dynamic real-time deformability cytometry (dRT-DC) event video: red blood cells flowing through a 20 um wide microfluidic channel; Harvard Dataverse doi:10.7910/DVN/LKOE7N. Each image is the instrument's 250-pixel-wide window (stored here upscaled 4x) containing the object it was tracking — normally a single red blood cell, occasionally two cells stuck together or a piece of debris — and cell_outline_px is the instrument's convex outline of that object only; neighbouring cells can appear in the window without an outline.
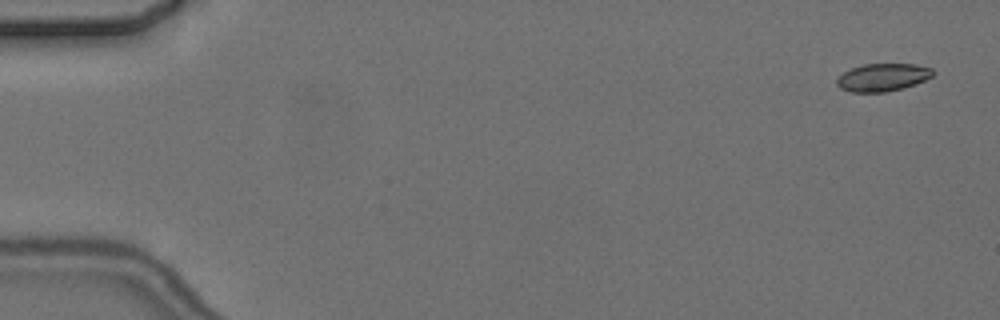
{"species": "common noctule bat (a hibernating species)", "species_latin": "Nyctalus noctula", "temperature_condition": "cold", "stored_images_in_passage": 8, "camera_frame_rate_fps": 3000, "um_per_image_px": 0.085, "animal": {"sex": "female", "body_mass_g": 24.6, "forearm_length_mm": 56.2}, "frame": {"image": 1, "passage_image": 1, "time_ms": 0.0, "image_size_px": [1000, 320], "cell_outline_px": [[936, 72], [932, 76], [924, 80], [904, 88], [884, 92], [852, 92], [840, 88], [836, 84], [836, 80], [844, 72], [852, 68], [864, 64], [916, 64], [932, 68]], "centroid_in_image_um": [75.05, 6.57], "position_along_channel_um": 10.0, "area_um2": 15.49}}
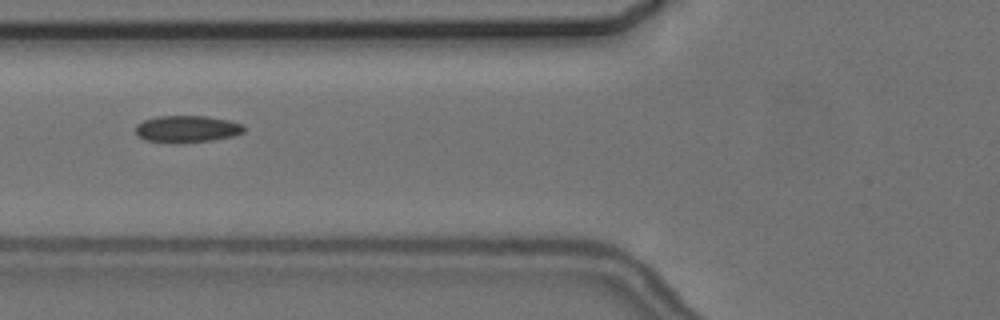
{"frame": {"image": 2, "passage_image": 6, "time_ms": 6.667, "image_size_px": [1000, 320], "cell_outline_px": [[244, 132], [232, 136], [212, 140], [172, 144], [144, 140], [136, 132], [136, 124], [144, 120], [156, 116], [208, 116], [228, 120], [244, 124]], "centroid_in_image_um": [15.88, 10.97], "position_along_channel_um": 109.9, "area_um2": 17.17}}
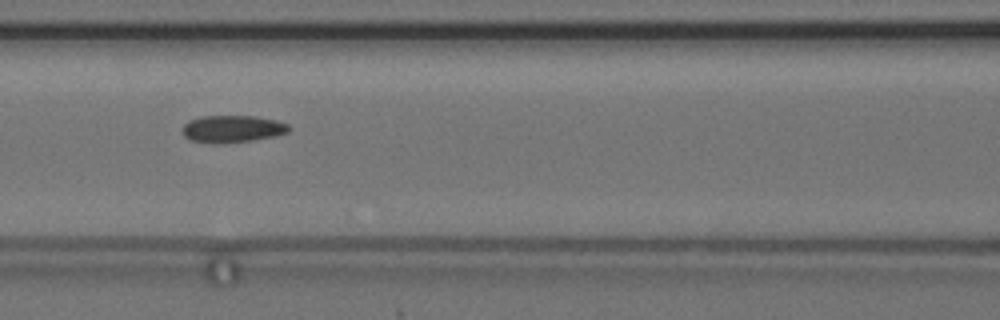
{"frame": {"image": 3, "passage_image": 7, "time_ms": 7.667, "image_size_px": [1000, 320], "cell_outline_px": [[292, 128], [288, 132], [276, 136], [252, 140], [220, 144], [212, 144], [188, 140], [184, 136], [184, 124], [188, 120], [200, 116], [256, 116], [276, 120], [288, 124]], "centroid_in_image_um": [19.75, 10.96], "position_along_channel_um": 146.8, "area_um2": 17.11}}